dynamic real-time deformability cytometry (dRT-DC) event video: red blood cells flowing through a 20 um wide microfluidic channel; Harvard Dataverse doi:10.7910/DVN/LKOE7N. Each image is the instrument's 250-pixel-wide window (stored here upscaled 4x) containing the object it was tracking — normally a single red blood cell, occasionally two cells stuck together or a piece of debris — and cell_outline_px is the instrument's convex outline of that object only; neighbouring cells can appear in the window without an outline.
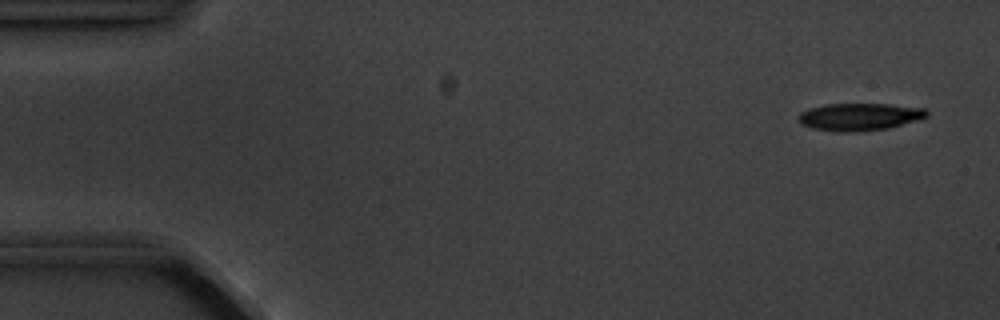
{"species": "common noctule bat (a hibernating species)", "species_latin": "Nyctalus noctula", "temperature_condition": "cold", "stored_images_in_passage": 5, "camera_frame_rate_fps": 3000, "um_per_image_px": 0.085, "animal": {"sex": "male", "body_mass_g": 20.1, "forearm_length_mm": 53.5}, "frame": {"image": 1, "passage_image": 1, "time_ms": 0.0, "image_size_px": [1000, 320], "cell_outline_px": [[928, 116], [916, 120], [888, 128], [852, 132], [836, 132], [812, 128], [800, 124], [800, 112], [808, 108], [824, 104], [888, 104], [924, 108], [928, 112]], "centroid_in_image_um": [73.03, 9.92], "position_along_channel_um": 12.0, "area_um2": 20.4}}